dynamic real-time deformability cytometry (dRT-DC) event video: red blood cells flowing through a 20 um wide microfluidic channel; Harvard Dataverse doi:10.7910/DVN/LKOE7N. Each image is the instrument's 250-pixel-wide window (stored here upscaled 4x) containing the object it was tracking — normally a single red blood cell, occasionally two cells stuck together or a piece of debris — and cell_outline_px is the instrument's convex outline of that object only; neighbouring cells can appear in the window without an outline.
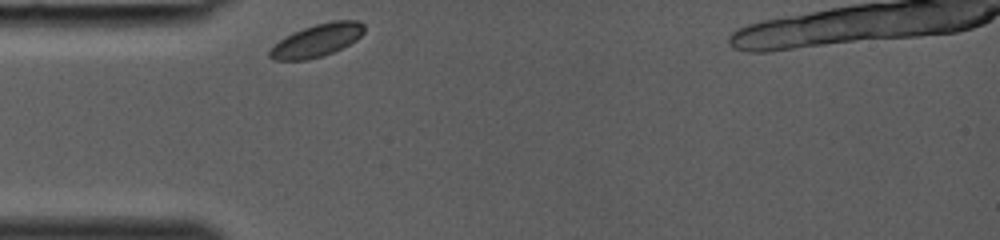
{"species": "common noctule bat (a hibernating species)", "species_latin": "Nyctalus noctula", "temperature_condition": "room temperature", "stored_images_in_passage": 1, "camera_frame_rate_fps": 3000, "um_per_image_px": 0.085, "animal": {"sex": "female", "body_mass_g": 19.0, "forearm_length_mm": 53.3}, "frame": {"image": 1, "passage_image": 1, "time_ms": 0.0, "image_size_px": [1000, 240], "cell_outline_px": [[364, 32], [356, 40], [332, 52], [320, 56], [304, 60], [272, 60], [268, 56], [268, 52], [280, 40], [292, 32], [316, 24], [332, 20], [356, 20], [364, 24]], "centroid_in_image_um": [26.93, 3.42], "position_along_channel_um": 58.1, "area_um2": 17.74}}